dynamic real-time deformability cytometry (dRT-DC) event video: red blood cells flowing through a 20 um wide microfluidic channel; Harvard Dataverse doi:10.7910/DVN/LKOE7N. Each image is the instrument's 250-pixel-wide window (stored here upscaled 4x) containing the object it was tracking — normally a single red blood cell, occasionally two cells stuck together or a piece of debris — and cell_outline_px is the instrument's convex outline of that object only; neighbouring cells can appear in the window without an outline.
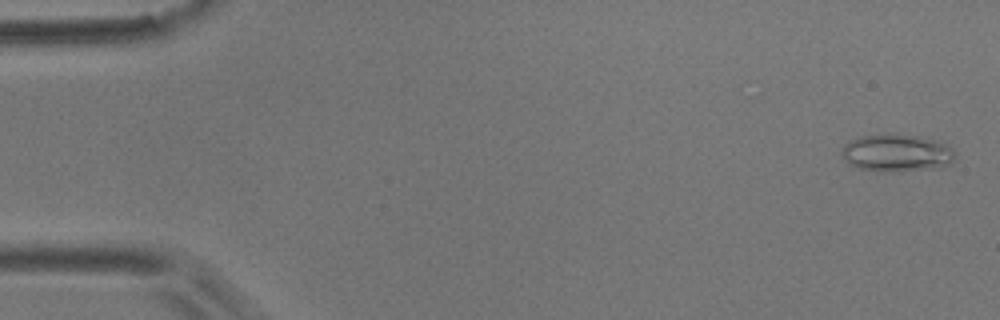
{"species": "common noctule bat (a hibernating species)", "species_latin": "Nyctalus noctula", "temperature_condition": "room temperature", "stored_images_in_passage": 8, "camera_frame_rate_fps": 3000, "um_per_image_px": 0.085, "animal": {"sex": "male", "body_mass_g": 17.9}, "frame": {"image": 1, "passage_image": 1, "time_ms": 0.0, "image_size_px": [1000, 320], "cell_outline_px": [[956, 152], [952, 160], [944, 168], [888, 172], [876, 172], [856, 168], [848, 164], [844, 160], [840, 152], [844, 144], [848, 140], [860, 136], [884, 132], [896, 132], [920, 136], [948, 144]], "centroid_in_image_um": [76.18, 12.98], "position_along_channel_um": 8.8, "area_um2": 25.89}}
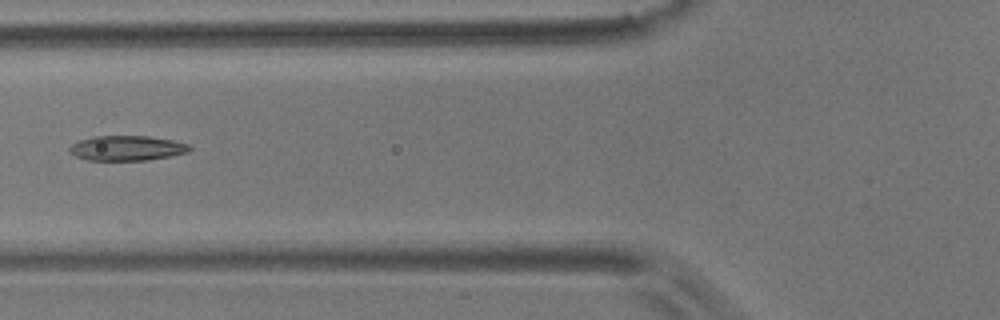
{"frame": {"image": 2, "passage_image": 6, "time_ms": 1.667, "image_size_px": [1000, 320], "cell_outline_px": [[192, 148], [188, 152], [148, 160], [88, 160], [76, 156], [68, 152], [68, 148], [72, 144], [80, 140], [92, 136], [148, 136], [172, 140], [188, 144]], "centroid_in_image_um": [10.76, 12.59], "position_along_channel_um": 115.0, "area_um2": 17.4}}
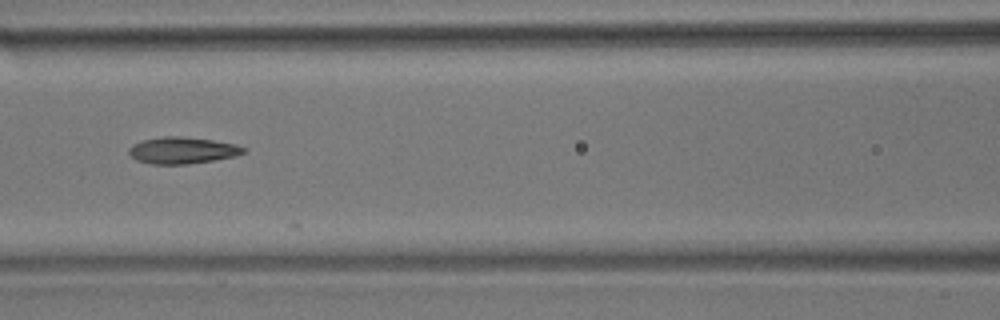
{"frame": {"image": 3, "passage_image": 7, "time_ms": 2.0, "image_size_px": [1000, 320], "cell_outline_px": [[248, 148], [244, 152], [236, 156], [188, 164], [152, 164], [136, 160], [128, 152], [128, 148], [132, 144], [140, 140], [164, 136], [180, 136], [212, 140], [236, 144]], "centroid_in_image_um": [15.48, 12.77], "position_along_channel_um": 151.1, "area_um2": 17.86}}